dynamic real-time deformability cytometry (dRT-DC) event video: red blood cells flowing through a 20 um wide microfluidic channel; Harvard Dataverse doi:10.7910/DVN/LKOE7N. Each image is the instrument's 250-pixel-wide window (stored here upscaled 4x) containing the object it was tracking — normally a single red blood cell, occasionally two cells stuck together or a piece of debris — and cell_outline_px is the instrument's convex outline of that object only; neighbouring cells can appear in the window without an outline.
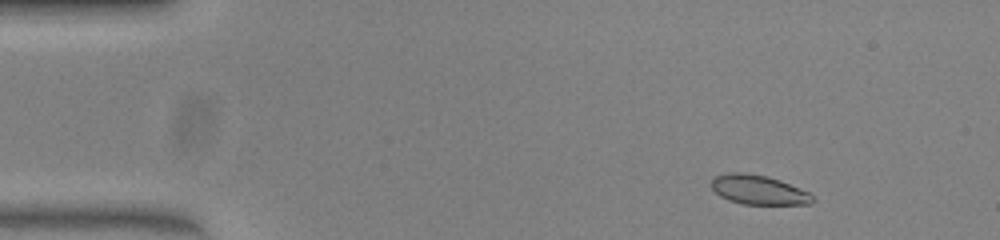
{"species": "common noctule bat (a hibernating species)", "species_latin": "Nyctalus noctula", "temperature_condition": "warm", "stored_images_in_passage": 10, "camera_frame_rate_fps": 3000, "um_per_image_px": 0.085, "animal": {"sex": "female", "body_mass_g": 23.0, "forearm_length_mm": 53.4}, "frame": {"image": 1, "passage_image": 1, "time_ms": 0.0, "image_size_px": [1000, 240], "cell_outline_px": [[816, 200], [812, 204], [744, 204], [728, 200], [720, 196], [712, 188], [712, 180], [716, 176], [732, 172], [744, 172], [764, 176], [780, 180], [808, 192]], "centroid_in_image_um": [64.49, 16.14], "position_along_channel_um": 20.5, "area_um2": 17.11}}